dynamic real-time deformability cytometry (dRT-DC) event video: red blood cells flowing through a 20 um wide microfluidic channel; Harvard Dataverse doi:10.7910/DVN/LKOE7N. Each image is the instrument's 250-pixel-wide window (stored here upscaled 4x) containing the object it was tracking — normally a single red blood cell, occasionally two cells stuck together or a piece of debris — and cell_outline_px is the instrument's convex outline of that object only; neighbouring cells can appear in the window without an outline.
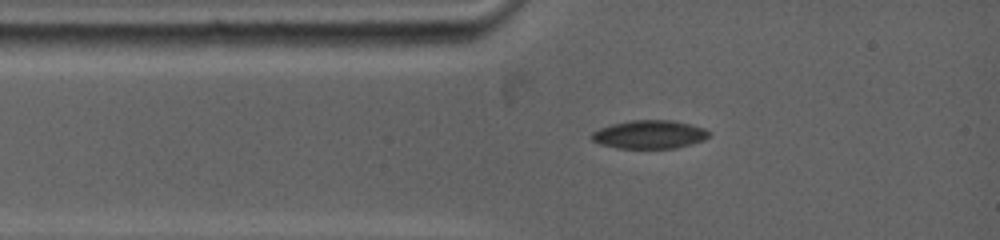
{"species": "common noctule bat (a hibernating species)", "species_latin": "Nyctalus noctula", "temperature_condition": "warm", "stored_images_in_passage": 5, "camera_frame_rate_fps": 5000, "um_per_image_px": 0.085, "animal": {"sex": "female", "body_mass_g": 19.0, "forearm_length_mm": 53.3}, "frame": {"image": 1, "passage_image": 1, "time_ms": 0.0, "image_size_px": [1000, 240], "cell_outline_px": [[712, 132], [704, 140], [692, 144], [676, 148], [616, 148], [600, 144], [592, 140], [592, 132], [600, 128], [612, 124], [632, 120], [672, 120], [692, 124], [704, 128]], "centroid_in_image_um": [55.24, 11.43], "position_along_channel_um": 29.8, "area_um2": 19.48}}
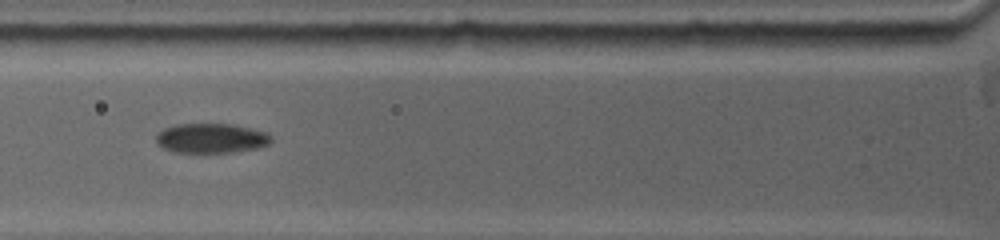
{"frame": {"image": 2, "passage_image": 4, "time_ms": 2.2, "image_size_px": [1000, 240], "cell_outline_px": [[272, 140], [268, 144], [256, 148], [236, 152], [176, 152], [164, 148], [156, 144], [156, 136], [164, 128], [176, 124], [232, 124], [268, 132], [272, 136]], "centroid_in_image_um": [17.97, 11.74], "position_along_channel_um": 107.8, "area_um2": 19.88}}
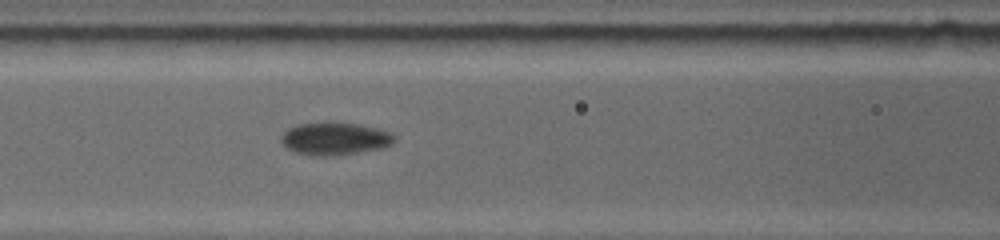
{"frame": {"image": 3, "passage_image": 5, "time_ms": 3.0, "image_size_px": [1000, 240], "cell_outline_px": [[396, 140], [392, 144], [384, 148], [332, 156], [308, 156], [284, 148], [280, 140], [280, 136], [288, 128], [296, 124], [328, 120], [332, 120], [360, 124], [392, 132], [396, 136]], "centroid_in_image_um": [28.43, 11.76], "position_along_channel_um": 138.2, "area_um2": 22.48}}